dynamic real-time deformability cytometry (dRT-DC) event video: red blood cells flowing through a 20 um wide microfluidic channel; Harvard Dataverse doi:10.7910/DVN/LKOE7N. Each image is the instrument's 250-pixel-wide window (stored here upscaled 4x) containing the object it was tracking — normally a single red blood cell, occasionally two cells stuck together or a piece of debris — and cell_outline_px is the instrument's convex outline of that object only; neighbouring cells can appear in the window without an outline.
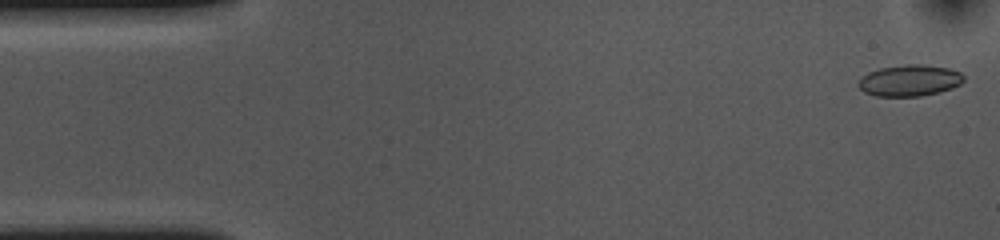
{"species": "common noctule bat (a hibernating species)", "species_latin": "Nyctalus noctula", "temperature_condition": "cold", "stored_images_in_passage": 54, "camera_frame_rate_fps": 3000, "um_per_image_px": 0.085, "animal": {"sex": "female", "body_mass_g": 10.0, "forearm_length_mm": 53.1}, "frame": {"image": 1, "passage_image": 1, "time_ms": 0.0, "image_size_px": [1000, 240], "cell_outline_px": [[964, 80], [960, 84], [952, 88], [940, 92], [920, 96], [876, 96], [864, 92], [856, 84], [860, 76], [868, 72], [880, 68], [904, 64], [920, 64], [948, 68], [960, 72], [964, 76]], "centroid_in_image_um": [77.28, 6.84], "position_along_channel_um": 7.7, "area_um2": 19.42}}
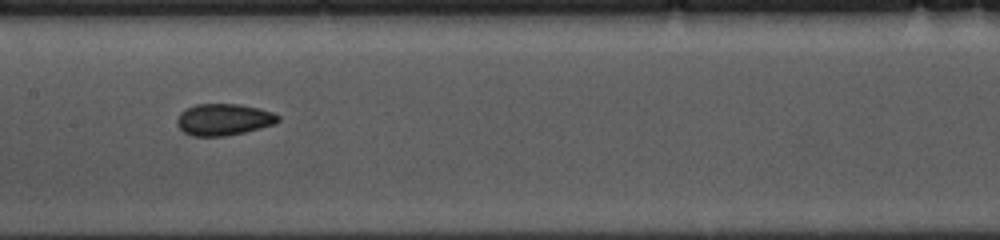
{"frame": {"image": 2, "passage_image": 25, "time_ms": 8.0, "image_size_px": [1000, 240], "cell_outline_px": [[280, 120], [276, 124], [244, 132], [224, 136], [192, 136], [184, 132], [176, 124], [176, 120], [180, 112], [196, 104], [240, 104], [260, 108], [272, 112], [280, 116]], "centroid_in_image_um": [19.03, 10.16], "position_along_channel_um": 188.4, "area_um2": 18.73}}
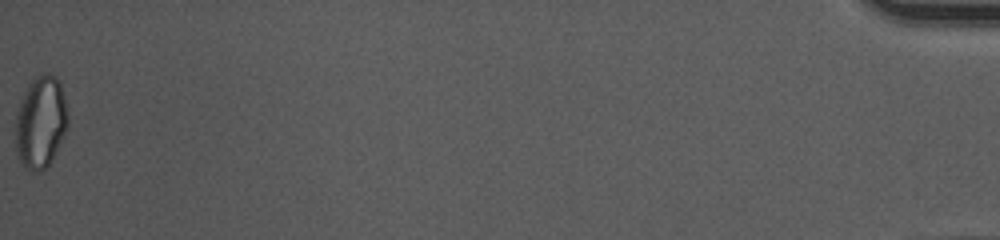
{"frame": {"image": 3, "passage_image": 54, "time_ms": 17.667, "image_size_px": [1000, 240], "cell_outline_px": [[68, 124], [52, 160], [44, 168], [36, 172], [32, 172], [24, 168], [20, 164], [16, 152], [16, 112], [20, 100], [28, 84], [40, 72], [48, 72], [56, 76], [60, 84], [64, 96], [68, 116]], "centroid_in_image_um": [3.44, 10.36], "position_along_channel_um": 431.8, "area_um2": 28.32}, "authors_computed_cell_mechanics": {"area_um2": 18.785, "velocity_mm_per_s": 3.6265, "shape_relaxation_time_tau1_ms": 8.6108, "shape_relaxation_time_tau2_ms": 1.7788, "deformation_change_tau1": 0.1357, "deformation_change_tau2": 0.0489}}